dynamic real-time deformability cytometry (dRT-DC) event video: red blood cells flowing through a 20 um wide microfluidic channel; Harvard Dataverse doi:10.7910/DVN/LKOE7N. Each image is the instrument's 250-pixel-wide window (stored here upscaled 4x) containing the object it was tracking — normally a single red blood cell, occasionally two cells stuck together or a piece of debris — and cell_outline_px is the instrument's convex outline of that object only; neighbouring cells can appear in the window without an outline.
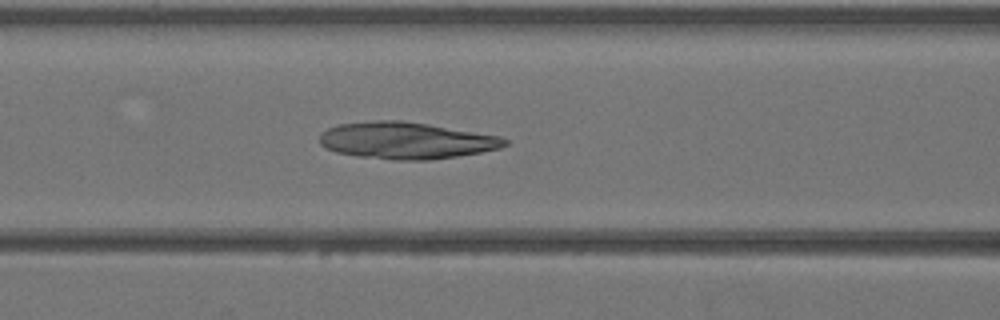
{"species": "Egyptian fruit bat (a non-hibernating species)", "species_latin": "Rousettus aegyptiacus", "temperature_condition": "warm", "stored_images_in_passage": 31, "camera_frame_rate_fps": 3000, "um_per_image_px": 0.085, "animal": {"sex": "female"}, "frame": {"image": 1, "passage_image": 10, "time_ms": 3.0, "image_size_px": [1000, 320], "cell_outline_px": [[508, 144], [500, 148], [480, 152], [456, 156], [428, 160], [396, 160], [356, 156], [336, 152], [320, 144], [320, 136], [328, 128], [340, 124], [372, 120], [400, 120], [428, 124], [500, 136], [508, 140]], "centroid_in_image_um": [34.53, 11.94], "position_along_channel_um": 132.1, "area_um2": 39.48}}
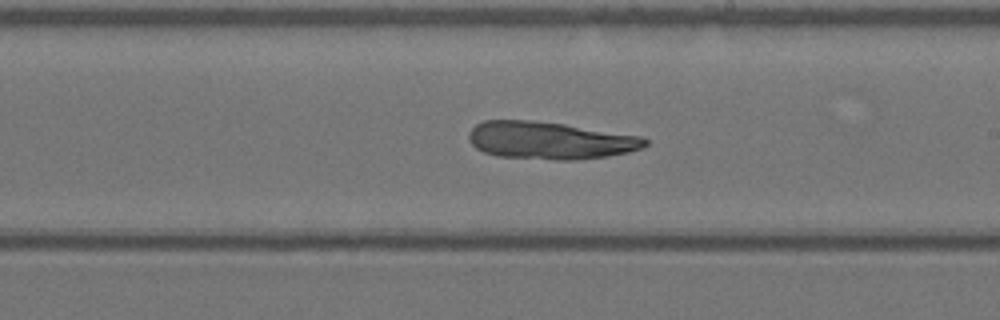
{"frame": {"image": 2, "passage_image": 17, "time_ms": 5.333, "image_size_px": [1000, 320], "cell_outline_px": [[648, 144], [640, 148], [628, 152], [608, 156], [572, 160], [556, 160], [496, 156], [484, 152], [476, 148], [472, 144], [468, 136], [472, 128], [476, 124], [484, 120], [532, 120], [564, 124], [640, 136], [648, 140]], "centroid_in_image_um": [46.72, 11.94], "position_along_channel_um": 242.3, "area_um2": 38.38}}
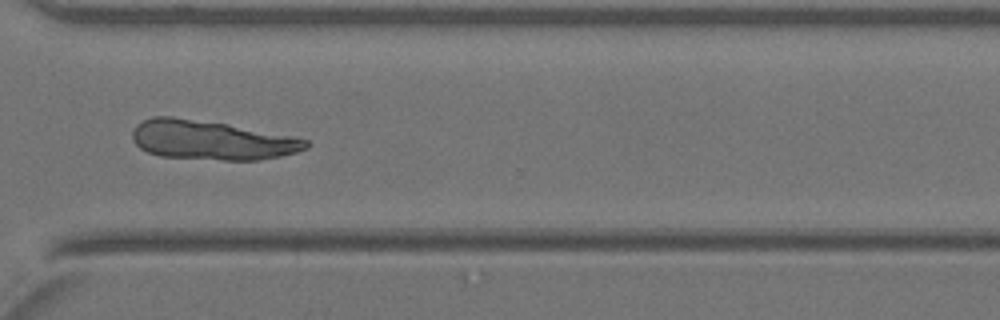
{"frame": {"image": 3, "passage_image": 24, "time_ms": 7.667, "image_size_px": [1000, 320], "cell_outline_px": [[312, 144], [308, 148], [296, 152], [280, 156], [256, 160], [224, 160], [160, 156], [148, 152], [140, 148], [132, 140], [132, 132], [136, 124], [152, 116], [172, 116], [228, 124], [292, 136], [308, 140]], "centroid_in_image_um": [17.97, 11.91], "position_along_channel_um": 352.6, "area_um2": 39.77}}